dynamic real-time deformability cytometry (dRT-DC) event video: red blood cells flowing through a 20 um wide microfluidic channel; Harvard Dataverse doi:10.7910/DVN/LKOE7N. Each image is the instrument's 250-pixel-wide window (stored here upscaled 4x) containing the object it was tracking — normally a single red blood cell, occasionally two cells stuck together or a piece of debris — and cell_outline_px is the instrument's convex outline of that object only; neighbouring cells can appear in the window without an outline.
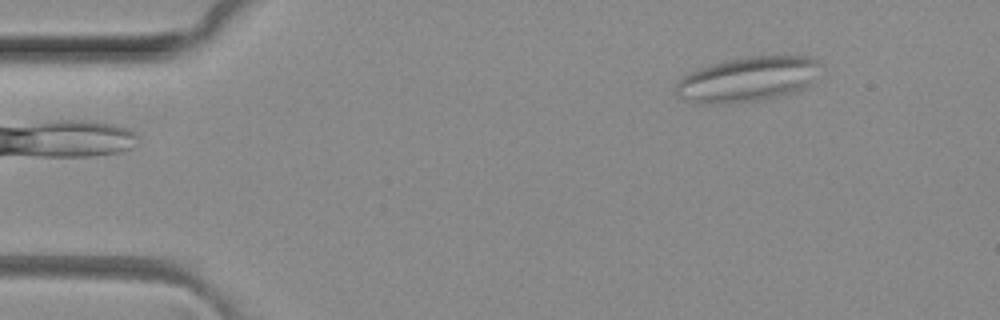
{"species": "common noctule bat (a hibernating species)", "species_latin": "Nyctalus noctula", "temperature_condition": "room temperature", "stored_images_in_passage": 2, "camera_frame_rate_fps": 3000, "um_per_image_px": 0.085, "animal": {"sex": "female", "body_mass_g": 29.2, "forearm_length_mm": 56.3}, "frame": {"image": 1, "passage_image": 2, "time_ms": 0.333, "image_size_px": [1000, 320], "cell_outline_px": [[824, 64], [808, 88], [800, 92], [756, 100], [728, 104], [700, 104], [680, 96], [676, 92], [676, 80], [688, 72], [712, 64], [728, 60], [748, 56], [808, 56]], "centroid_in_image_um": [63.61, 6.74], "position_along_channel_um": 21.4, "area_um2": 38.21}}